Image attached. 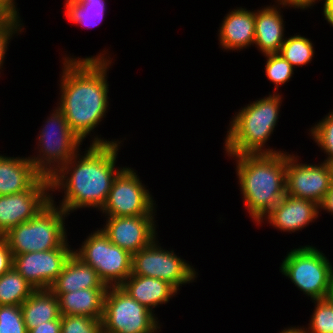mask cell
I'll use <instances>...</instances> for the list:
<instances>
[{"label": "cell", "instance_id": "cell-1", "mask_svg": "<svg viewBox=\"0 0 333 333\" xmlns=\"http://www.w3.org/2000/svg\"><path fill=\"white\" fill-rule=\"evenodd\" d=\"M110 54L108 49H104L97 55L75 58L66 52L60 61V97L56 106L63 112L71 130L83 142L90 137V144H111L126 140H107L101 134H95L96 127L102 125L100 123L110 109L108 95L111 85L107 79L114 63Z\"/></svg>", "mask_w": 333, "mask_h": 333}, {"label": "cell", "instance_id": "cell-2", "mask_svg": "<svg viewBox=\"0 0 333 333\" xmlns=\"http://www.w3.org/2000/svg\"><path fill=\"white\" fill-rule=\"evenodd\" d=\"M123 142L90 144L80 149L50 177L51 201L68 215L87 208L100 212L114 178L124 168L117 165ZM55 192L62 194L59 202L55 201Z\"/></svg>", "mask_w": 333, "mask_h": 333}, {"label": "cell", "instance_id": "cell-3", "mask_svg": "<svg viewBox=\"0 0 333 333\" xmlns=\"http://www.w3.org/2000/svg\"><path fill=\"white\" fill-rule=\"evenodd\" d=\"M227 156L235 160L234 169L244 209L257 225L286 195L288 152Z\"/></svg>", "mask_w": 333, "mask_h": 333}, {"label": "cell", "instance_id": "cell-4", "mask_svg": "<svg viewBox=\"0 0 333 333\" xmlns=\"http://www.w3.org/2000/svg\"><path fill=\"white\" fill-rule=\"evenodd\" d=\"M268 93V96L249 101L234 113L227 126L223 150L226 155L279 153L284 150L271 148L267 143L281 117L283 95Z\"/></svg>", "mask_w": 333, "mask_h": 333}, {"label": "cell", "instance_id": "cell-5", "mask_svg": "<svg viewBox=\"0 0 333 333\" xmlns=\"http://www.w3.org/2000/svg\"><path fill=\"white\" fill-rule=\"evenodd\" d=\"M316 246L304 245L287 251L279 272L312 300L332 296L333 263Z\"/></svg>", "mask_w": 333, "mask_h": 333}, {"label": "cell", "instance_id": "cell-6", "mask_svg": "<svg viewBox=\"0 0 333 333\" xmlns=\"http://www.w3.org/2000/svg\"><path fill=\"white\" fill-rule=\"evenodd\" d=\"M68 216L51 201L35 217L14 226L4 235L12 255L60 248L70 235L65 223Z\"/></svg>", "mask_w": 333, "mask_h": 333}, {"label": "cell", "instance_id": "cell-7", "mask_svg": "<svg viewBox=\"0 0 333 333\" xmlns=\"http://www.w3.org/2000/svg\"><path fill=\"white\" fill-rule=\"evenodd\" d=\"M43 122L35 136L36 152L28 158L42 176L50 178L82 149L84 142L71 130L63 112L56 106Z\"/></svg>", "mask_w": 333, "mask_h": 333}, {"label": "cell", "instance_id": "cell-8", "mask_svg": "<svg viewBox=\"0 0 333 333\" xmlns=\"http://www.w3.org/2000/svg\"><path fill=\"white\" fill-rule=\"evenodd\" d=\"M73 253L108 287L120 286L132 274V255L114 245L100 228L92 230Z\"/></svg>", "mask_w": 333, "mask_h": 333}, {"label": "cell", "instance_id": "cell-9", "mask_svg": "<svg viewBox=\"0 0 333 333\" xmlns=\"http://www.w3.org/2000/svg\"><path fill=\"white\" fill-rule=\"evenodd\" d=\"M158 316L133 299L120 286L107 289L102 329L108 333H159Z\"/></svg>", "mask_w": 333, "mask_h": 333}, {"label": "cell", "instance_id": "cell-10", "mask_svg": "<svg viewBox=\"0 0 333 333\" xmlns=\"http://www.w3.org/2000/svg\"><path fill=\"white\" fill-rule=\"evenodd\" d=\"M158 238L132 255V274L167 281L180 292L183 285L197 281L198 269L173 249L161 246Z\"/></svg>", "mask_w": 333, "mask_h": 333}, {"label": "cell", "instance_id": "cell-11", "mask_svg": "<svg viewBox=\"0 0 333 333\" xmlns=\"http://www.w3.org/2000/svg\"><path fill=\"white\" fill-rule=\"evenodd\" d=\"M136 171L124 166L114 178L107 201L100 210L101 217L157 215L158 204Z\"/></svg>", "mask_w": 333, "mask_h": 333}, {"label": "cell", "instance_id": "cell-12", "mask_svg": "<svg viewBox=\"0 0 333 333\" xmlns=\"http://www.w3.org/2000/svg\"><path fill=\"white\" fill-rule=\"evenodd\" d=\"M51 202L50 178L41 176L28 190L0 195V236L29 221Z\"/></svg>", "mask_w": 333, "mask_h": 333}, {"label": "cell", "instance_id": "cell-13", "mask_svg": "<svg viewBox=\"0 0 333 333\" xmlns=\"http://www.w3.org/2000/svg\"><path fill=\"white\" fill-rule=\"evenodd\" d=\"M296 154L288 152L286 158V195L309 199L319 205L332 185L328 168L323 161L304 163Z\"/></svg>", "mask_w": 333, "mask_h": 333}, {"label": "cell", "instance_id": "cell-14", "mask_svg": "<svg viewBox=\"0 0 333 333\" xmlns=\"http://www.w3.org/2000/svg\"><path fill=\"white\" fill-rule=\"evenodd\" d=\"M69 239L49 251L31 252L13 256V267L35 289H50L73 254Z\"/></svg>", "mask_w": 333, "mask_h": 333}, {"label": "cell", "instance_id": "cell-15", "mask_svg": "<svg viewBox=\"0 0 333 333\" xmlns=\"http://www.w3.org/2000/svg\"><path fill=\"white\" fill-rule=\"evenodd\" d=\"M100 229L108 239L131 255L150 245L158 236L157 215L104 216Z\"/></svg>", "mask_w": 333, "mask_h": 333}, {"label": "cell", "instance_id": "cell-16", "mask_svg": "<svg viewBox=\"0 0 333 333\" xmlns=\"http://www.w3.org/2000/svg\"><path fill=\"white\" fill-rule=\"evenodd\" d=\"M319 213V205L309 199L296 198L285 195L277 205L268 212L257 226L267 222V225L277 229L278 231L289 234L298 233L307 226L317 222ZM265 221V222H264ZM298 231V232H297Z\"/></svg>", "mask_w": 333, "mask_h": 333}, {"label": "cell", "instance_id": "cell-17", "mask_svg": "<svg viewBox=\"0 0 333 333\" xmlns=\"http://www.w3.org/2000/svg\"><path fill=\"white\" fill-rule=\"evenodd\" d=\"M272 1H274V4L270 3V5L261 6L255 10L253 45L262 55L279 53L286 38V21H284L281 8L284 10L289 7L279 0Z\"/></svg>", "mask_w": 333, "mask_h": 333}, {"label": "cell", "instance_id": "cell-18", "mask_svg": "<svg viewBox=\"0 0 333 333\" xmlns=\"http://www.w3.org/2000/svg\"><path fill=\"white\" fill-rule=\"evenodd\" d=\"M219 48L242 51L253 46L255 37V10L236 7L224 16L218 29Z\"/></svg>", "mask_w": 333, "mask_h": 333}, {"label": "cell", "instance_id": "cell-19", "mask_svg": "<svg viewBox=\"0 0 333 333\" xmlns=\"http://www.w3.org/2000/svg\"><path fill=\"white\" fill-rule=\"evenodd\" d=\"M120 287L156 315L155 308L169 303L179 294V291L167 281L133 274Z\"/></svg>", "mask_w": 333, "mask_h": 333}, {"label": "cell", "instance_id": "cell-20", "mask_svg": "<svg viewBox=\"0 0 333 333\" xmlns=\"http://www.w3.org/2000/svg\"><path fill=\"white\" fill-rule=\"evenodd\" d=\"M41 176L27 155L14 157L0 153V195L28 190Z\"/></svg>", "mask_w": 333, "mask_h": 333}, {"label": "cell", "instance_id": "cell-21", "mask_svg": "<svg viewBox=\"0 0 333 333\" xmlns=\"http://www.w3.org/2000/svg\"><path fill=\"white\" fill-rule=\"evenodd\" d=\"M107 289H81L54 295L58 298L61 316L80 315L102 320Z\"/></svg>", "mask_w": 333, "mask_h": 333}, {"label": "cell", "instance_id": "cell-22", "mask_svg": "<svg viewBox=\"0 0 333 333\" xmlns=\"http://www.w3.org/2000/svg\"><path fill=\"white\" fill-rule=\"evenodd\" d=\"M90 288H108V286L100 280L97 272L90 265L73 253L50 290L53 293H67Z\"/></svg>", "mask_w": 333, "mask_h": 333}, {"label": "cell", "instance_id": "cell-23", "mask_svg": "<svg viewBox=\"0 0 333 333\" xmlns=\"http://www.w3.org/2000/svg\"><path fill=\"white\" fill-rule=\"evenodd\" d=\"M20 308L27 331L61 317L58 298L50 289H35Z\"/></svg>", "mask_w": 333, "mask_h": 333}, {"label": "cell", "instance_id": "cell-24", "mask_svg": "<svg viewBox=\"0 0 333 333\" xmlns=\"http://www.w3.org/2000/svg\"><path fill=\"white\" fill-rule=\"evenodd\" d=\"M106 0H65L66 19L86 29L97 27L106 16Z\"/></svg>", "mask_w": 333, "mask_h": 333}, {"label": "cell", "instance_id": "cell-25", "mask_svg": "<svg viewBox=\"0 0 333 333\" xmlns=\"http://www.w3.org/2000/svg\"><path fill=\"white\" fill-rule=\"evenodd\" d=\"M34 290L35 288L12 267L0 276V306H20Z\"/></svg>", "mask_w": 333, "mask_h": 333}, {"label": "cell", "instance_id": "cell-26", "mask_svg": "<svg viewBox=\"0 0 333 333\" xmlns=\"http://www.w3.org/2000/svg\"><path fill=\"white\" fill-rule=\"evenodd\" d=\"M314 42L299 33L287 36L281 46L279 54L295 69L307 66L315 56Z\"/></svg>", "mask_w": 333, "mask_h": 333}, {"label": "cell", "instance_id": "cell-27", "mask_svg": "<svg viewBox=\"0 0 333 333\" xmlns=\"http://www.w3.org/2000/svg\"><path fill=\"white\" fill-rule=\"evenodd\" d=\"M314 309L304 333H333V297L312 300Z\"/></svg>", "mask_w": 333, "mask_h": 333}, {"label": "cell", "instance_id": "cell-28", "mask_svg": "<svg viewBox=\"0 0 333 333\" xmlns=\"http://www.w3.org/2000/svg\"><path fill=\"white\" fill-rule=\"evenodd\" d=\"M265 76L274 84L272 93L278 94L280 87L288 83L294 77V69L291 64L285 60L279 53L265 54Z\"/></svg>", "mask_w": 333, "mask_h": 333}, {"label": "cell", "instance_id": "cell-29", "mask_svg": "<svg viewBox=\"0 0 333 333\" xmlns=\"http://www.w3.org/2000/svg\"><path fill=\"white\" fill-rule=\"evenodd\" d=\"M309 137L316 143L320 151L325 154V159L333 158V110L317 121L308 130Z\"/></svg>", "mask_w": 333, "mask_h": 333}, {"label": "cell", "instance_id": "cell-30", "mask_svg": "<svg viewBox=\"0 0 333 333\" xmlns=\"http://www.w3.org/2000/svg\"><path fill=\"white\" fill-rule=\"evenodd\" d=\"M102 330V320L89 316H61V333H99Z\"/></svg>", "mask_w": 333, "mask_h": 333}, {"label": "cell", "instance_id": "cell-31", "mask_svg": "<svg viewBox=\"0 0 333 333\" xmlns=\"http://www.w3.org/2000/svg\"><path fill=\"white\" fill-rule=\"evenodd\" d=\"M0 333H28L20 306H0Z\"/></svg>", "mask_w": 333, "mask_h": 333}, {"label": "cell", "instance_id": "cell-32", "mask_svg": "<svg viewBox=\"0 0 333 333\" xmlns=\"http://www.w3.org/2000/svg\"><path fill=\"white\" fill-rule=\"evenodd\" d=\"M24 23L23 19H17L14 17H9L1 26H0V75L3 71L6 54L8 51L9 44L15 36L18 37L21 33L24 32ZM14 37V38H13ZM1 77V76H0Z\"/></svg>", "mask_w": 333, "mask_h": 333}, {"label": "cell", "instance_id": "cell-33", "mask_svg": "<svg viewBox=\"0 0 333 333\" xmlns=\"http://www.w3.org/2000/svg\"><path fill=\"white\" fill-rule=\"evenodd\" d=\"M13 267V255L4 236H0V276Z\"/></svg>", "mask_w": 333, "mask_h": 333}, {"label": "cell", "instance_id": "cell-34", "mask_svg": "<svg viewBox=\"0 0 333 333\" xmlns=\"http://www.w3.org/2000/svg\"><path fill=\"white\" fill-rule=\"evenodd\" d=\"M28 333H61V317L57 320L44 322L30 329Z\"/></svg>", "mask_w": 333, "mask_h": 333}, {"label": "cell", "instance_id": "cell-35", "mask_svg": "<svg viewBox=\"0 0 333 333\" xmlns=\"http://www.w3.org/2000/svg\"><path fill=\"white\" fill-rule=\"evenodd\" d=\"M280 2L286 4L291 9H300L301 11H305L311 9L316 6L319 1H323V6L327 2V0H279Z\"/></svg>", "mask_w": 333, "mask_h": 333}, {"label": "cell", "instance_id": "cell-36", "mask_svg": "<svg viewBox=\"0 0 333 333\" xmlns=\"http://www.w3.org/2000/svg\"><path fill=\"white\" fill-rule=\"evenodd\" d=\"M16 0H0V7L10 16L17 19H22L19 13Z\"/></svg>", "mask_w": 333, "mask_h": 333}, {"label": "cell", "instance_id": "cell-37", "mask_svg": "<svg viewBox=\"0 0 333 333\" xmlns=\"http://www.w3.org/2000/svg\"><path fill=\"white\" fill-rule=\"evenodd\" d=\"M322 211L333 215V185L330 186V189L319 204V213L323 214Z\"/></svg>", "mask_w": 333, "mask_h": 333}, {"label": "cell", "instance_id": "cell-38", "mask_svg": "<svg viewBox=\"0 0 333 333\" xmlns=\"http://www.w3.org/2000/svg\"><path fill=\"white\" fill-rule=\"evenodd\" d=\"M322 9L324 20L333 27V0H327Z\"/></svg>", "mask_w": 333, "mask_h": 333}, {"label": "cell", "instance_id": "cell-39", "mask_svg": "<svg viewBox=\"0 0 333 333\" xmlns=\"http://www.w3.org/2000/svg\"><path fill=\"white\" fill-rule=\"evenodd\" d=\"M278 333H304L303 332V328H302V326H298L297 325V327H296V325L295 326H288V327H284V329H282L281 331H279Z\"/></svg>", "mask_w": 333, "mask_h": 333}, {"label": "cell", "instance_id": "cell-40", "mask_svg": "<svg viewBox=\"0 0 333 333\" xmlns=\"http://www.w3.org/2000/svg\"><path fill=\"white\" fill-rule=\"evenodd\" d=\"M328 168L331 184L333 185V158L323 161Z\"/></svg>", "mask_w": 333, "mask_h": 333}, {"label": "cell", "instance_id": "cell-41", "mask_svg": "<svg viewBox=\"0 0 333 333\" xmlns=\"http://www.w3.org/2000/svg\"><path fill=\"white\" fill-rule=\"evenodd\" d=\"M10 16L0 7V26L9 18Z\"/></svg>", "mask_w": 333, "mask_h": 333}, {"label": "cell", "instance_id": "cell-42", "mask_svg": "<svg viewBox=\"0 0 333 333\" xmlns=\"http://www.w3.org/2000/svg\"><path fill=\"white\" fill-rule=\"evenodd\" d=\"M332 297H333V279H332Z\"/></svg>", "mask_w": 333, "mask_h": 333}, {"label": "cell", "instance_id": "cell-43", "mask_svg": "<svg viewBox=\"0 0 333 333\" xmlns=\"http://www.w3.org/2000/svg\"><path fill=\"white\" fill-rule=\"evenodd\" d=\"M99 333H108V332H105V331L102 329Z\"/></svg>", "mask_w": 333, "mask_h": 333}]
</instances>
